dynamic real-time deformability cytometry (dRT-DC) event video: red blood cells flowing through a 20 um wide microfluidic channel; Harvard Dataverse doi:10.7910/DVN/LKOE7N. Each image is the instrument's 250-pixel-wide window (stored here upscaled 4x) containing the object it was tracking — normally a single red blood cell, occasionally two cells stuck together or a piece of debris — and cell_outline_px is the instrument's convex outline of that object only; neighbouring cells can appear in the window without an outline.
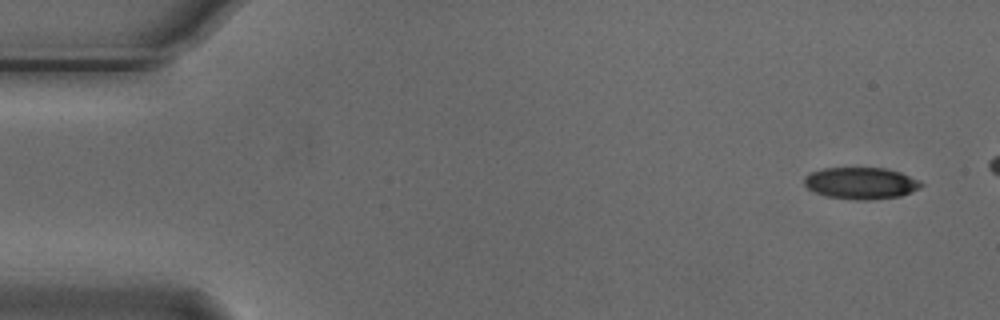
{"species": "Egyptian fruit bat (a non-hibernating species)", "species_latin": "Rousettus aegyptiacus", "temperature_condition": "cold", "stored_images_in_passage": 5, "camera_frame_rate_fps": 3000, "um_per_image_px": 0.085, "animal": {"sex": "male"}, "frame": {"image": 1, "passage_image": 1, "time_ms": 0.0, "image_size_px": [1000, 320], "cell_outline_px": [[924, 184], [920, 188], [912, 192], [900, 196], [872, 200], [856, 200], [828, 196], [816, 192], [808, 188], [804, 184], [804, 176], [812, 172], [824, 168], [884, 168], [900, 172]], "centroid_in_image_um": [73.18, 15.57], "position_along_channel_um": 11.8, "area_um2": 21.44}}